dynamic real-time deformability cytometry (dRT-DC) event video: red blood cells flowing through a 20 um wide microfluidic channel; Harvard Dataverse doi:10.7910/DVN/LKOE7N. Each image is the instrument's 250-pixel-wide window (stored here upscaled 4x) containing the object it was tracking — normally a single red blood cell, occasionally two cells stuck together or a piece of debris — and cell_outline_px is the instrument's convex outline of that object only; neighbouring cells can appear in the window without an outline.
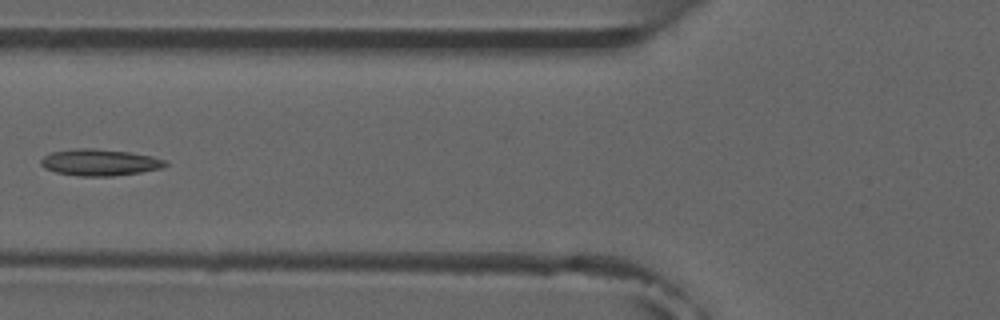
{"species": "common noctule bat (a hibernating species)", "species_latin": "Nyctalus noctula", "temperature_condition": "room temperature", "stored_images_in_passage": 7, "camera_frame_rate_fps": 3000, "um_per_image_px": 0.085, "animal": {"sex": "male", "forearm_length_mm": 52.5}, "frame": {"image": 1, "passage_image": 5, "time_ms": 4.667, "image_size_px": [1000, 320], "cell_outline_px": [[168, 164], [160, 168], [140, 172], [112, 176], [80, 176], [56, 172], [44, 168], [40, 164], [40, 160], [44, 156], [52, 152], [76, 148], [96, 148], [128, 152], [152, 156], [164, 160]], "centroid_in_image_um": [8.44, 13.8], "position_along_channel_um": 117.4, "area_um2": 19.13}}
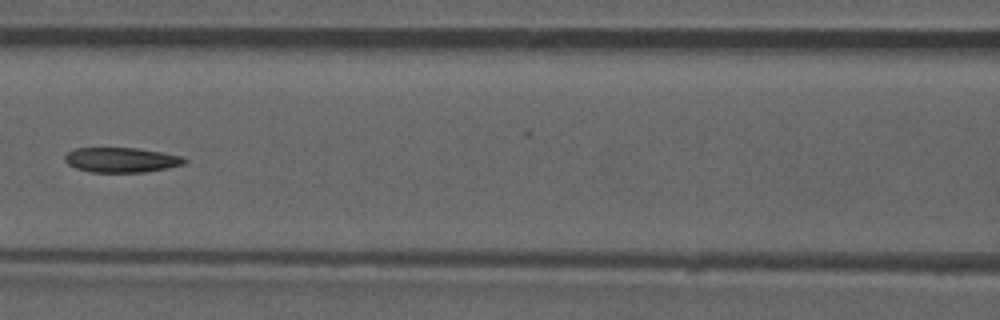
{"frame": {"image": 2, "passage_image": 6, "time_ms": 5.667, "image_size_px": [1000, 320], "cell_outline_px": [[188, 160], [184, 164], [168, 168], [144, 172], [88, 172], [76, 168], [68, 164], [64, 160], [64, 156], [68, 152], [76, 148], [136, 148], [184, 156]], "centroid_in_image_um": [10.32, 13.59], "position_along_channel_um": 156.3, "area_um2": 17.4}}